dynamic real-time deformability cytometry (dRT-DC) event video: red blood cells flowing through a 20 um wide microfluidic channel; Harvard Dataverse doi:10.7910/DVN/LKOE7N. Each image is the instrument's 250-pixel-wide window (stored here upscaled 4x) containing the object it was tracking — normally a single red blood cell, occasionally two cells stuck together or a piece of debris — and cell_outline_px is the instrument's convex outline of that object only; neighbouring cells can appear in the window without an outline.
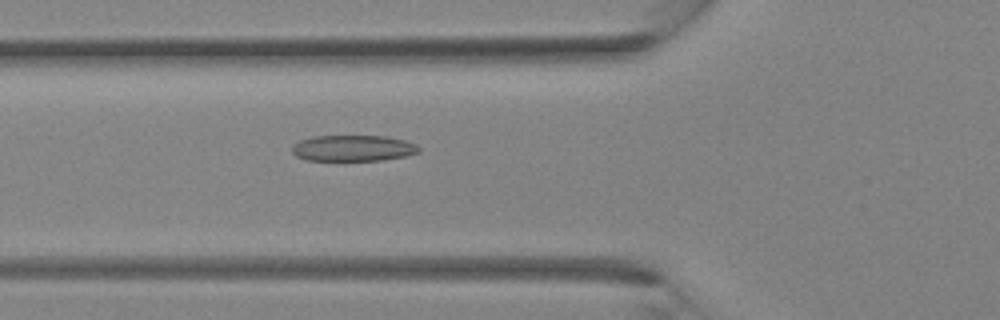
{"species": "Egyptian fruit bat (a non-hibernating species)", "species_latin": "Rousettus aegyptiacus", "temperature_condition": "room temperature", "stored_images_in_passage": 38, "camera_frame_rate_fps": 3000, "um_per_image_px": 0.085, "animal": {"sex": "female"}, "frame": {"image": 1, "passage_image": 14, "time_ms": 4.333, "image_size_px": [1000, 320], "cell_outline_px": [[420, 152], [404, 156], [384, 160], [304, 160], [296, 156], [292, 152], [292, 144], [300, 140], [312, 136], [384, 136], [404, 140], [416, 144], [420, 148]], "centroid_in_image_um": [29.99, 12.59], "position_along_channel_um": 95.8, "area_um2": 19.31}}
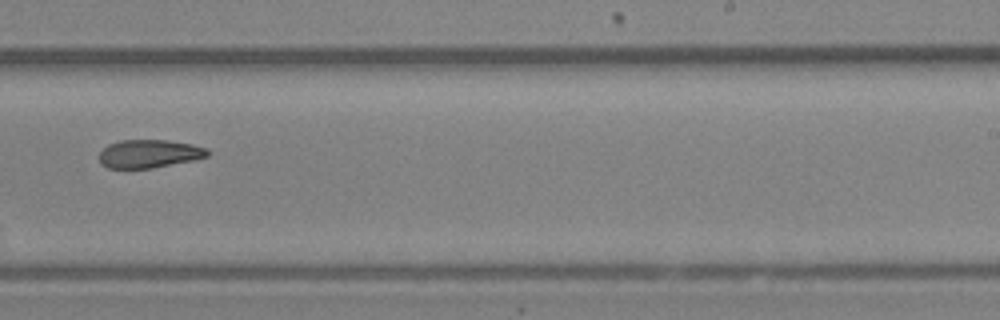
{"frame": {"image": 2, "passage_image": 24, "time_ms": 7.667, "image_size_px": [1000, 320], "cell_outline_px": [[208, 156], [192, 160], [152, 168], [108, 168], [100, 164], [100, 152], [108, 144], [120, 140], [168, 140], [192, 144], [208, 148]], "centroid_in_image_um": [12.67, 13.06], "position_along_channel_um": 276.3, "area_um2": 17.74}}
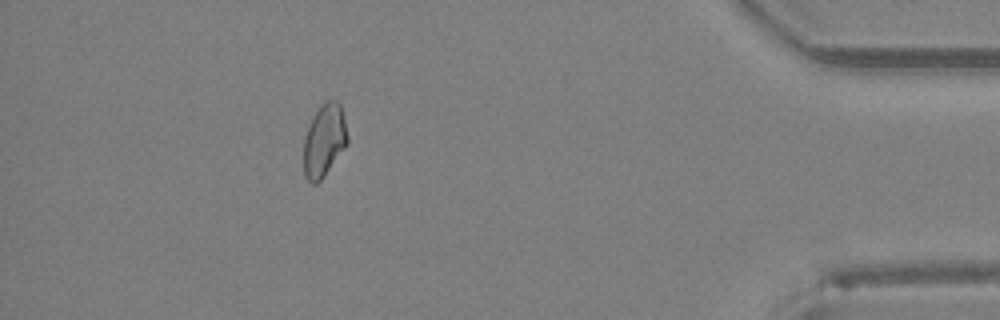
{"frame": {"image": 3, "passage_image": 34, "time_ms": 11.0, "image_size_px": [1000, 320], "cell_outline_px": [[348, 144], [324, 176], [316, 184], [312, 184], [304, 176], [304, 136], [320, 104], [324, 100], [336, 100], [340, 104], [344, 116], [348, 136]], "centroid_in_image_um": [27.57, 11.93], "position_along_channel_um": 407.6, "area_um2": 18.61}}